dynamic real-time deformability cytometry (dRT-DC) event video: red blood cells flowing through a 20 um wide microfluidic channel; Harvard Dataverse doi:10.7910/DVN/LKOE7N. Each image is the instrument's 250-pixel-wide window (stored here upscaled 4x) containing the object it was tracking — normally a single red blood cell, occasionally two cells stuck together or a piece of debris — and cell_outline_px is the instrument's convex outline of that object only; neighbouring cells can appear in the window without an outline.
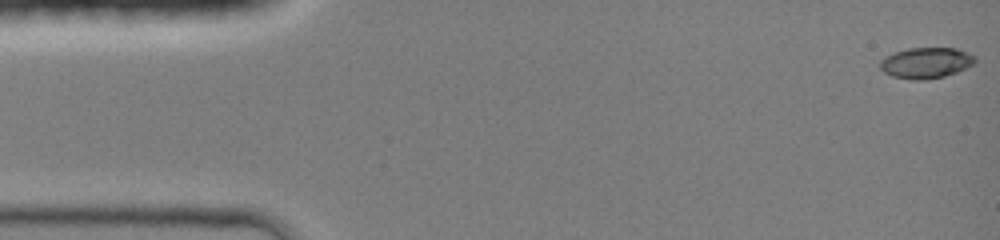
{"species": "common noctule bat (a hibernating species)", "species_latin": "Nyctalus noctula", "temperature_condition": "room temperature", "stored_images_in_passage": 45, "camera_frame_rate_fps": 3000, "um_per_image_px": 0.085, "animal": {"sex": "female", "body_mass_g": 19.0, "forearm_length_mm": 51.5}, "frame": {"image": 1, "passage_image": 1, "time_ms": 0.0, "image_size_px": [1000, 240], "cell_outline_px": [[976, 60], [972, 64], [956, 72], [944, 76], [924, 80], [912, 80], [892, 76], [884, 72], [880, 68], [880, 60], [896, 52], [908, 48], [956, 48], [976, 56]], "centroid_in_image_um": [78.71, 5.34], "position_along_channel_um": 6.3, "area_um2": 16.88}}
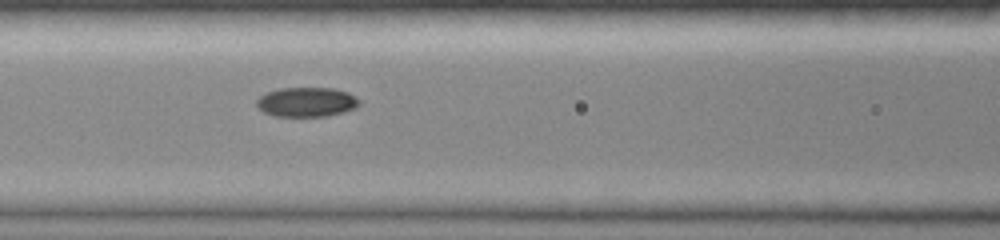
{"frame": {"image": 2, "passage_image": 19, "time_ms": 6.0, "image_size_px": [1000, 240], "cell_outline_px": [[360, 104], [356, 108], [344, 112], [328, 116], [272, 116], [264, 112], [256, 104], [256, 100], [260, 96], [268, 92], [280, 88], [332, 88], [348, 92], [356, 96], [360, 100]], "centroid_in_image_um": [26.09, 8.67], "position_along_channel_um": 140.5, "area_um2": 17.74}}
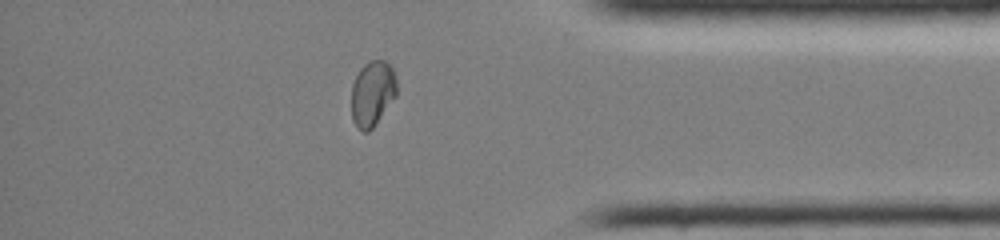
{"frame": {"image": 3, "passage_image": 38, "time_ms": 12.333, "image_size_px": [1000, 240], "cell_outline_px": [[396, 96], [376, 124], [368, 132], [364, 132], [356, 128], [352, 120], [352, 84], [360, 68], [364, 64], [372, 60], [384, 60], [392, 68], [396, 76]], "centroid_in_image_um": [31.65, 7.96], "position_along_channel_um": 403.6, "area_um2": 17.34}, "authors_computed_cell_mechanics": {"area_um2": 17.5134, "velocity_mm_per_s": 4.3213, "shape_relaxation_time_tau1_ms": null, "shape_relaxation_time_tau2_ms": 2.2709, "deformation_change_tau1": null, "deformation_change_tau2": 0.0324}}